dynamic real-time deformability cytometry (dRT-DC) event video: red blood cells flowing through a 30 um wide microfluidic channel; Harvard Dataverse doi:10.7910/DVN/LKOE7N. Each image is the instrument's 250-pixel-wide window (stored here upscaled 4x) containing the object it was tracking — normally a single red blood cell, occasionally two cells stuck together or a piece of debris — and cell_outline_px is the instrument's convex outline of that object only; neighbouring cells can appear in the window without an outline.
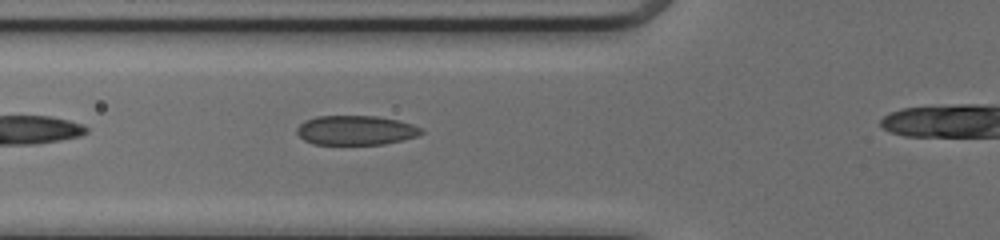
{"species": "common noctule bat (a hibernating species)", "species_latin": "Nyctalus noctula", "temperature_condition": "cold", "stored_images_in_passage": 27, "camera_frame_rate_fps": 3000, "um_per_image_px": 0.085, "animal": {"sex": "female", "body_mass_g": 17.0, "forearm_length_mm": 48.0}, "frame": {"image": 1, "passage_image": 4, "time_ms": 1.0, "image_size_px": [1000, 240], "cell_outline_px": [[424, 132], [416, 136], [384, 144], [312, 144], [304, 140], [296, 132], [296, 128], [304, 120], [316, 116], [376, 116], [400, 120], [412, 124], [420, 128]], "centroid_in_image_um": [30.21, 11.06], "position_along_channel_um": 95.6, "area_um2": 21.33}}
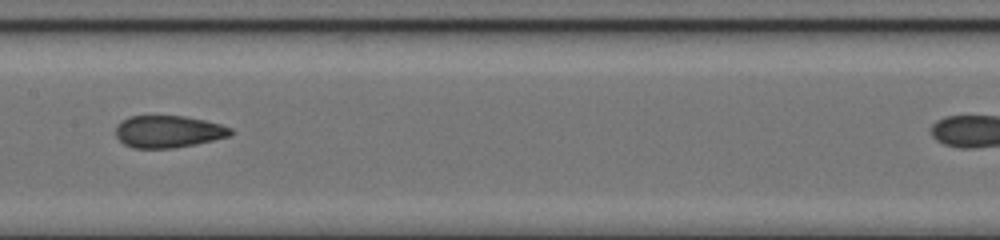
{"frame": {"image": 2, "passage_image": 11, "time_ms": 3.333, "image_size_px": [1000, 240], "cell_outline_px": [[232, 132], [228, 136], [196, 144], [172, 148], [132, 148], [124, 144], [116, 136], [116, 124], [120, 120], [128, 116], [184, 116], [204, 120], [220, 124], [232, 128]], "centroid_in_image_um": [14.25, 11.18], "position_along_channel_um": 193.1, "area_um2": 21.5}}
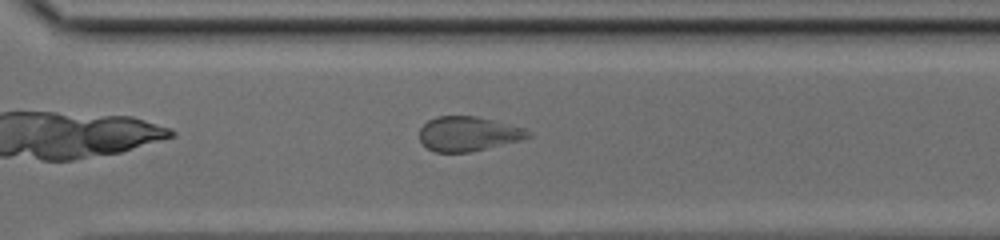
{"frame": {"image": 3, "passage_image": 21, "time_ms": 6.667, "image_size_px": [1000, 240], "cell_outline_px": [[532, 136], [520, 140], [468, 152], [432, 152], [420, 140], [420, 128], [428, 120], [436, 116], [476, 116], [492, 120], [520, 128], [528, 132]], "centroid_in_image_um": [39.72, 11.37], "position_along_channel_um": 330.9, "area_um2": 21.39}}